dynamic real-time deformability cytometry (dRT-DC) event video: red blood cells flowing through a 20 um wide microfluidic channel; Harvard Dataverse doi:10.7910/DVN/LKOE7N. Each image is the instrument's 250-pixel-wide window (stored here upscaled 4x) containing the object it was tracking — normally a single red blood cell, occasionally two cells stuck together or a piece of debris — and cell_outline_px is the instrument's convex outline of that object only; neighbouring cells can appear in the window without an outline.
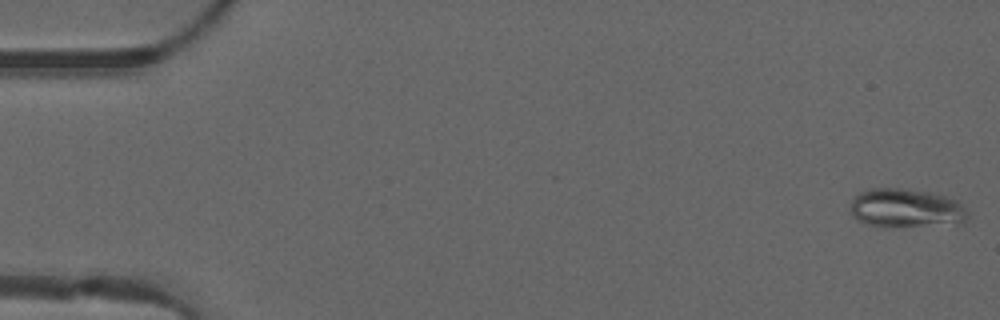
{"species": "common noctule bat (a hibernating species)", "species_latin": "Nyctalus noctula", "temperature_condition": "warm", "stored_images_in_passage": 50, "camera_frame_rate_fps": 3000, "um_per_image_px": 0.085, "animal": {"sex": "male", "forearm_length_mm": 52.5}, "frame": {"image": 1, "passage_image": 1, "time_ms": 0.0, "image_size_px": [1000, 320], "cell_outline_px": [[968, 216], [964, 224], [884, 228], [868, 224], [852, 216], [852, 200], [860, 192], [872, 188], [900, 188], [928, 192], [944, 196], [956, 200], [968, 212]], "centroid_in_image_um": [77.05, 17.73], "position_along_channel_um": 8.0, "area_um2": 26.82}}
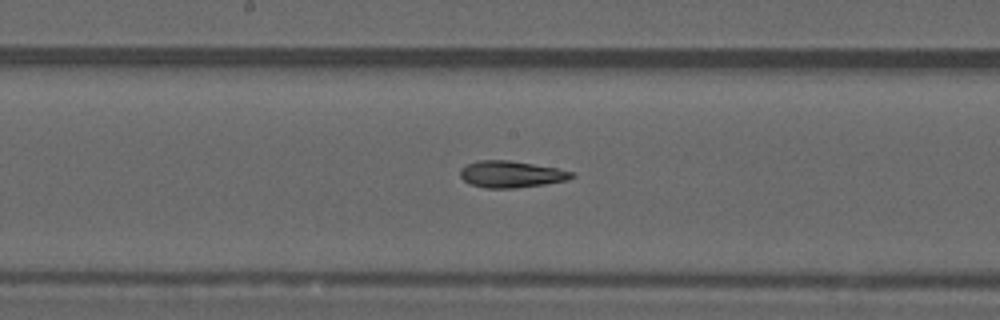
{"frame": {"image": 2, "passage_image": 26, "time_ms": 8.333, "image_size_px": [1000, 320], "cell_outline_px": [[576, 176], [568, 180], [544, 184], [516, 188], [484, 188], [472, 184], [464, 180], [460, 176], [460, 168], [468, 164], [480, 160], [508, 160], [556, 168], [572, 172]], "centroid_in_image_um": [43.44, 14.81], "position_along_channel_um": 204.8, "area_um2": 17.17}}
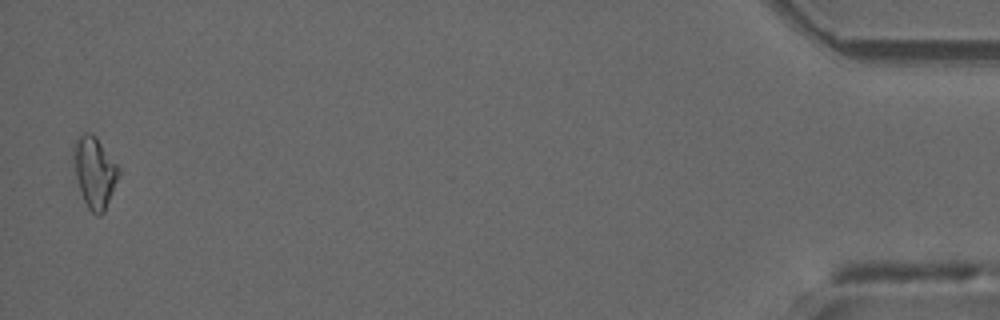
{"frame": {"image": 3, "passage_image": 49, "time_ms": 16.0, "image_size_px": [1000, 320], "cell_outline_px": [[120, 172], [104, 212], [100, 216], [96, 216], [88, 208], [80, 192], [76, 176], [72, 156], [72, 144], [84, 132], [92, 132], [96, 136], [120, 168]], "centroid_in_image_um": [8.02, 14.61], "position_along_channel_um": 427.2, "area_um2": 18.73}, "authors_computed_cell_mechanics": {"area_um2": 17.4267, "velocity_mm_per_s": 4.1207, "shape_relaxation_time_tau1_ms": null, "shape_relaxation_time_tau2_ms": 6.5745, "deformation_change_tau1": null, "deformation_change_tau2": 0.1218}}